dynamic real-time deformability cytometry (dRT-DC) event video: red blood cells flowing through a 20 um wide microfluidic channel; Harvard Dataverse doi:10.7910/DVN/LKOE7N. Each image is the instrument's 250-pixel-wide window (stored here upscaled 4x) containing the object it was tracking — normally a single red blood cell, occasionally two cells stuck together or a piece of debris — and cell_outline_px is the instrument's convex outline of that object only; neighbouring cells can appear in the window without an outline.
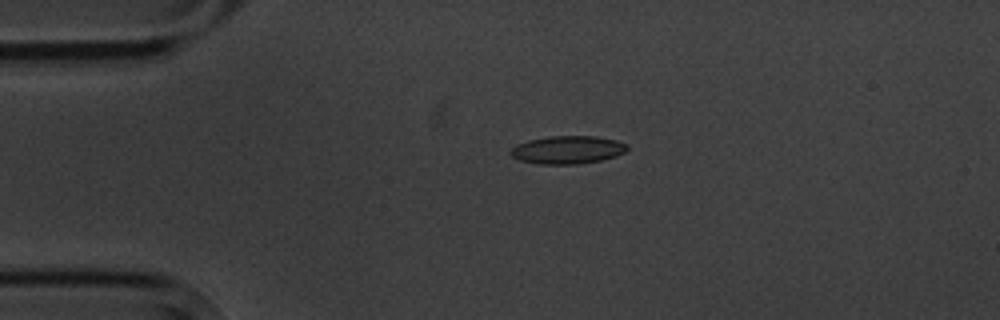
{"species": "common noctule bat (a hibernating species)", "species_latin": "Nyctalus noctula", "temperature_condition": "cold", "stored_images_in_passage": 5, "camera_frame_rate_fps": 3000, "um_per_image_px": 0.085, "animal": {"sex": "male", "body_mass_g": 20.1, "forearm_length_mm": 53.5}, "frame": {"image": 1, "passage_image": 4, "time_ms": 3.667, "image_size_px": [1000, 320], "cell_outline_px": [[628, 148], [624, 152], [616, 156], [600, 160], [576, 164], [536, 164], [520, 160], [512, 156], [508, 152], [516, 144], [528, 140], [548, 136], [596, 136], [616, 140], [628, 144]], "centroid_in_image_um": [48.22, 12.73], "position_along_channel_um": 36.8, "area_um2": 19.07}}